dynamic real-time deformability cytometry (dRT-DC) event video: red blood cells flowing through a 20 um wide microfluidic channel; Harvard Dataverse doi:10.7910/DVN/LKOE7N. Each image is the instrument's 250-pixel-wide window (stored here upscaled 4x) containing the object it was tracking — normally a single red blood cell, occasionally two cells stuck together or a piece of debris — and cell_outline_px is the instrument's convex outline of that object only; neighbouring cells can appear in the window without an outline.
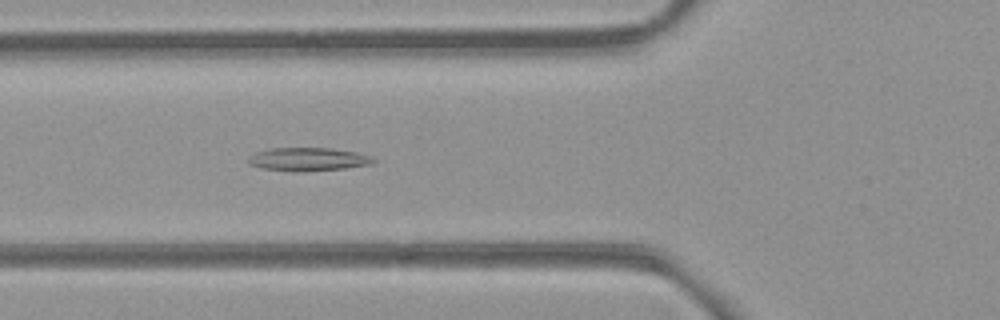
{"species": "common noctule bat (a hibernating species)", "species_latin": "Nyctalus noctula", "temperature_condition": "room temperature", "stored_images_in_passage": 41, "camera_frame_rate_fps": 3000, "um_per_image_px": 0.085, "animal": {"sex": "female", "body_mass_g": 21.9}, "frame": {"image": 1, "passage_image": 8, "time_ms": 2.333, "image_size_px": [1000, 320], "cell_outline_px": [[376, 160], [372, 164], [344, 168], [296, 172], [292, 172], [260, 168], [248, 164], [248, 156], [256, 152], [272, 148], [332, 148], [356, 152], [368, 156]], "centroid_in_image_um": [26.13, 13.54], "position_along_channel_um": 99.7, "area_um2": 16.99}}
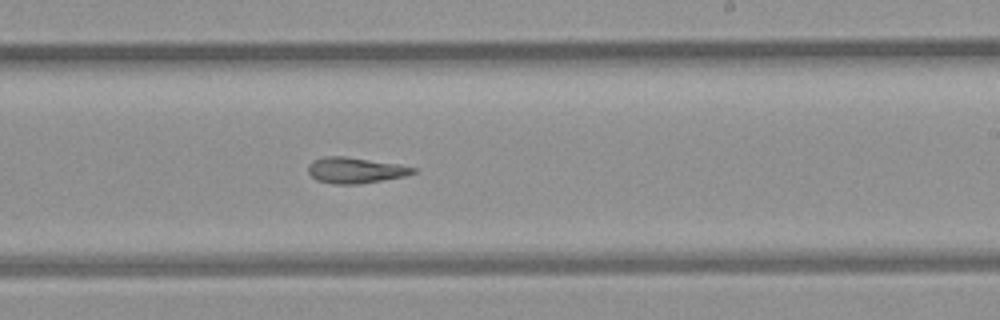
{"frame": {"image": 2, "passage_image": 20, "time_ms": 6.333, "image_size_px": [1000, 320], "cell_outline_px": [[416, 172], [404, 176], [360, 184], [336, 184], [316, 180], [308, 172], [308, 164], [312, 160], [324, 156], [344, 156], [400, 164], [416, 168]], "centroid_in_image_um": [30.18, 14.46], "position_along_channel_um": 258.8, "area_um2": 15.84}}
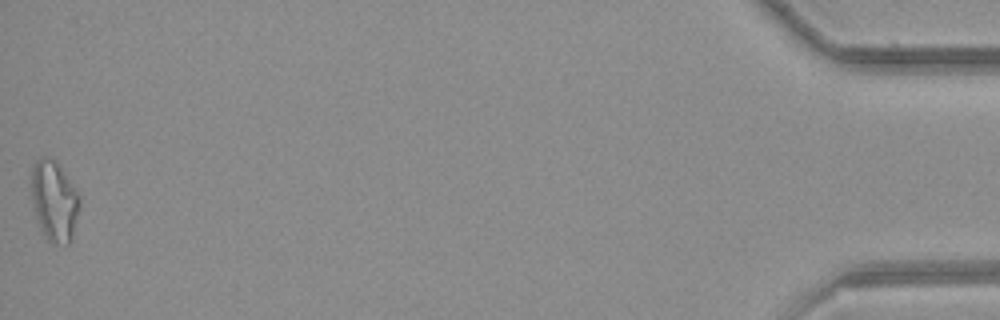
{"frame": {"image": 3, "passage_image": 41, "time_ms": 13.333, "image_size_px": [1000, 320], "cell_outline_px": [[80, 208], [72, 240], [68, 244], [52, 244], [48, 240], [36, 216], [32, 200], [32, 164], [40, 156], [44, 156], [56, 160], [76, 192], [80, 200]], "centroid_in_image_um": [4.62, 17.08], "position_along_channel_um": 430.6, "area_um2": 22.37}, "authors_computed_cell_mechanics": {"area_um2": 16.3574, "velocity_mm_per_s": 3.963, "shape_relaxation_time_tau1_ms": null, "shape_relaxation_time_tau2_ms": 10.0415, "deformation_change_tau1": null, "deformation_change_tau2": 0.2231}}